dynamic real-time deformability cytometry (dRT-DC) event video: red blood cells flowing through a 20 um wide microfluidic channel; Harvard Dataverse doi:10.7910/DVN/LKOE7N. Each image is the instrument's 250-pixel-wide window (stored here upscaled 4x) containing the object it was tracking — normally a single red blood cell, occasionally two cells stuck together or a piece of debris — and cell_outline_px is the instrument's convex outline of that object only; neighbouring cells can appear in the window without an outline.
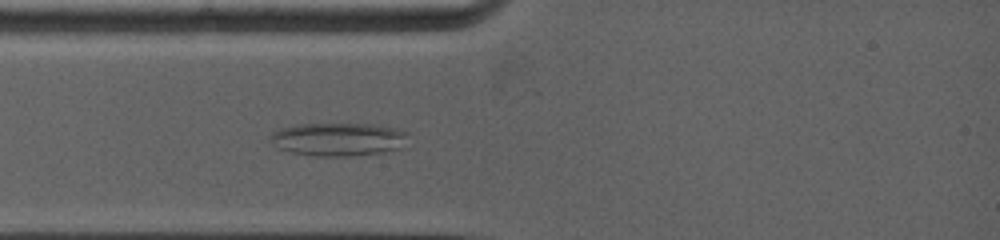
{"species": "common noctule bat (a hibernating species)", "species_latin": "Nyctalus noctula", "temperature_condition": "warm", "stored_images_in_passage": 21, "camera_frame_rate_fps": 5000, "um_per_image_px": 0.085, "animal": {"sex": "female", "body_mass_g": 19.0, "forearm_length_mm": 53.3}, "frame": {"image": 1, "passage_image": 6, "time_ms": 2.2, "image_size_px": [1000, 240], "cell_outline_px": [[408, 148], [384, 152], [348, 156], [316, 156], [292, 152], [276, 148], [268, 140], [272, 132], [284, 128], [300, 124], [372, 124], [396, 128], [408, 132]], "centroid_in_image_um": [28.83, 11.85], "position_along_channel_um": 56.2, "area_um2": 27.11}}
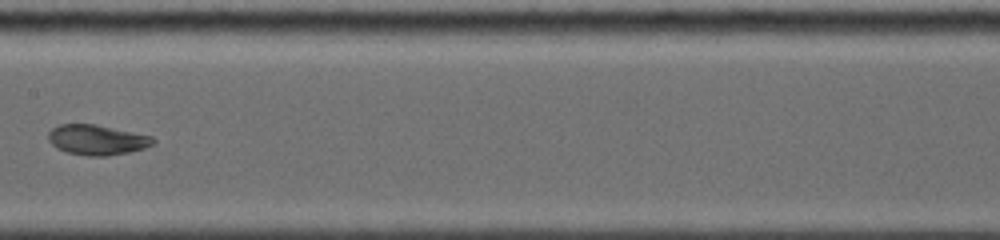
{"frame": {"image": 2, "passage_image": 15, "time_ms": 5.8, "image_size_px": [1000, 240], "cell_outline_px": [[156, 144], [144, 148], [128, 152], [108, 156], [88, 156], [68, 152], [56, 148], [48, 140], [48, 132], [52, 128], [60, 124], [96, 124], [152, 136], [156, 140]], "centroid_in_image_um": [8.25, 11.88], "position_along_channel_um": 199.1, "area_um2": 18.5}}
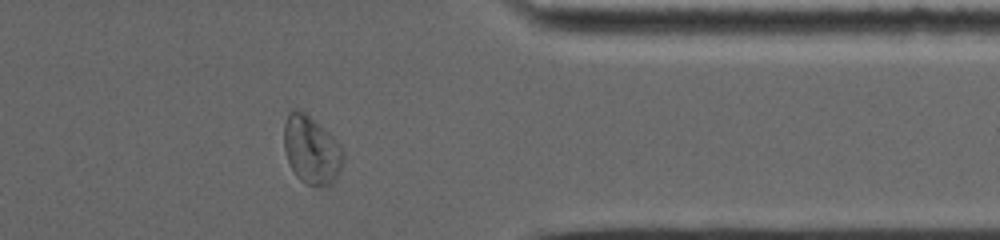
{"frame": {"image": 3, "passage_image": 20, "time_ms": 10.8, "image_size_px": [1000, 240], "cell_outline_px": [[344, 156], [340, 172], [336, 180], [332, 184], [304, 184], [296, 176], [288, 160], [284, 148], [284, 124], [288, 112], [292, 108], [304, 112], [328, 132], [340, 144], [344, 152]], "centroid_in_image_um": [26.47, 12.74], "position_along_channel_um": 384.9, "area_um2": 23.35}, "authors_computed_cell_mechanics": {"area_um2": 21.1548, "velocity_mm_per_s": 3.9601, "shape_relaxation_time_tau1_ms": null, "shape_relaxation_time_tau2_ms": 1.1353, "deformation_change_tau1": null, "deformation_change_tau2": 0.051}}